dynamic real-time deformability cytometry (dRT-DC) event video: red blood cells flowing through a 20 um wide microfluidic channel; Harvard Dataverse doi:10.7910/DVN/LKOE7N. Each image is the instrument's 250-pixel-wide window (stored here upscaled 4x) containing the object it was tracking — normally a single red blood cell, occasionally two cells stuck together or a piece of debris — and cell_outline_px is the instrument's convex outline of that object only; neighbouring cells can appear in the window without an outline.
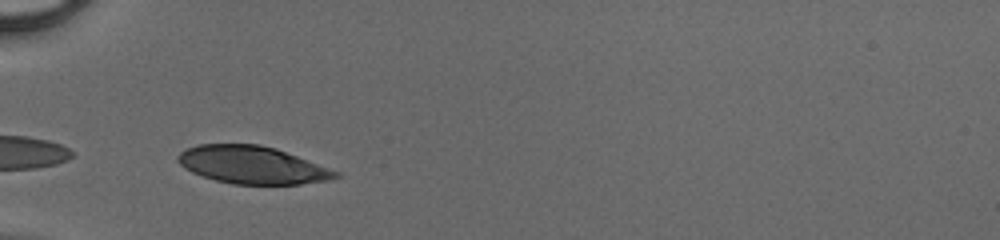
{"species": "human", "species_latin": "Homo sapiens", "temperature_condition": "cold", "stored_images_in_passage": 15, "camera_frame_rate_fps": 3000, "um_per_image_px": 0.085, "donor": {"sex": "male"}, "frame": {"image": 1, "passage_image": 1, "time_ms": 0.0, "image_size_px": [1000, 240], "cell_outline_px": [[340, 176], [328, 180], [300, 184], [232, 184], [216, 180], [192, 172], [184, 168], [176, 160], [176, 156], [180, 152], [196, 144], [260, 144], [276, 148], [340, 172]], "centroid_in_image_um": [21.42, 14.01], "position_along_channel_um": 63.6, "area_um2": 34.51}}
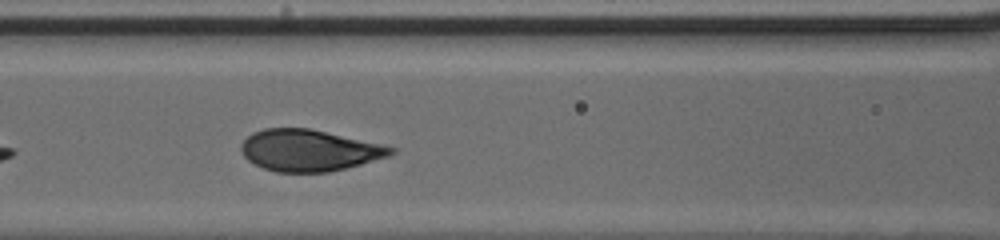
{"frame": {"image": 2, "passage_image": 7, "time_ms": 2.0, "image_size_px": [1000, 240], "cell_outline_px": [[396, 152], [388, 156], [360, 164], [328, 172], [276, 172], [264, 168], [248, 160], [244, 156], [240, 148], [240, 144], [252, 132], [264, 128], [312, 128], [380, 144], [396, 148]], "centroid_in_image_um": [26.25, 12.77], "position_along_channel_um": 140.4, "area_um2": 36.07}}
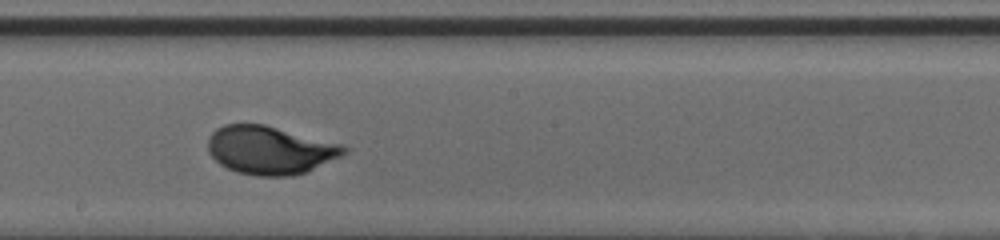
{"frame": {"image": 3, "passage_image": 13, "time_ms": 4.0, "image_size_px": [1000, 240], "cell_outline_px": [[348, 152], [308, 172], [292, 176], [256, 176], [236, 172], [220, 164], [208, 152], [208, 136], [216, 128], [224, 124], [264, 124], [344, 144], [348, 148]], "centroid_in_image_um": [22.97, 12.76], "position_along_channel_um": 225.2, "area_um2": 38.55}}